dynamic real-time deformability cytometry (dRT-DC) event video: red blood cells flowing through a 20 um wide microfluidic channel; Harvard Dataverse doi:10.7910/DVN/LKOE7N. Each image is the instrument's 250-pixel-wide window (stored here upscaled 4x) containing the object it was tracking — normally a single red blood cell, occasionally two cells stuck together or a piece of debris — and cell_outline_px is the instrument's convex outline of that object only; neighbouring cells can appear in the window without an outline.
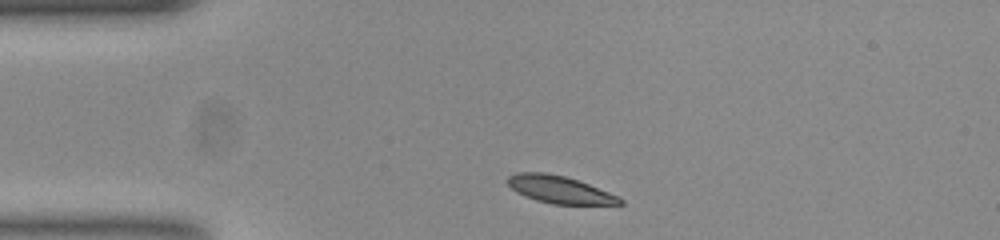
{"species": "common noctule bat (a hibernating species)", "species_latin": "Nyctalus noctula", "temperature_condition": "room temperature", "stored_images_in_passage": 35, "camera_frame_rate_fps": 3000, "um_per_image_px": 0.085, "animal": {"sex": "female", "body_mass_g": 23.0, "forearm_length_mm": 53.4}, "frame": {"image": 1, "passage_image": 1, "time_ms": 0.0, "image_size_px": [1000, 240], "cell_outline_px": [[624, 204], [552, 204], [536, 200], [516, 192], [508, 184], [508, 176], [516, 172], [544, 172], [564, 176], [588, 184], [620, 196], [624, 200]], "centroid_in_image_um": [47.58, 16.11], "position_along_channel_um": 37.4, "area_um2": 17.8}}
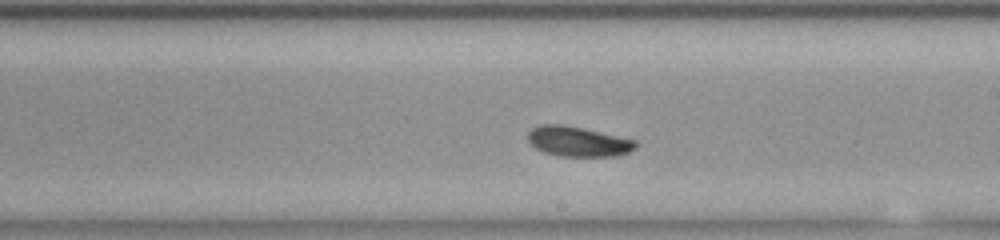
{"frame": {"image": 2, "passage_image": 20, "time_ms": 6.333, "image_size_px": [1000, 240], "cell_outline_px": [[636, 148], [628, 152], [616, 156], [560, 156], [544, 152], [536, 148], [528, 140], [528, 132], [532, 128], [540, 124], [564, 124], [584, 128], [636, 140]], "centroid_in_image_um": [49.13, 12.02], "position_along_channel_um": 239.9, "area_um2": 18.84}}
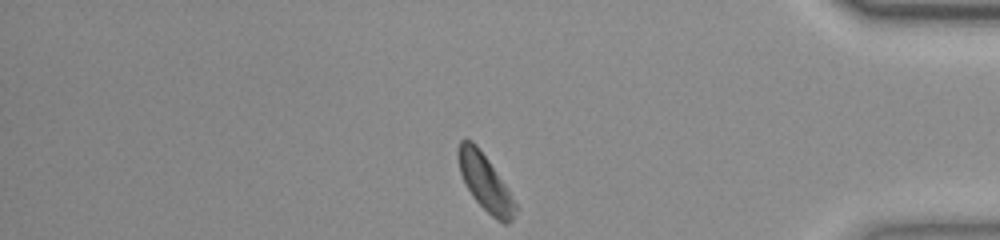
{"frame": {"image": 3, "passage_image": 35, "time_ms": 11.333, "image_size_px": [1000, 240], "cell_outline_px": [[516, 212], [512, 220], [508, 224], [504, 224], [496, 220], [472, 196], [460, 172], [456, 152], [460, 140], [464, 136], [472, 140], [476, 144], [488, 160], [508, 188], [516, 204]], "centroid_in_image_um": [41.22, 15.48], "position_along_channel_um": 394.0, "area_um2": 18.73}, "authors_computed_cell_mechanics": {"area_um2": 18.8428, "velocity_mm_per_s": 3.7145, "shape_relaxation_time_tau1_ms": 1.9571, "shape_relaxation_time_tau2_ms": null, "deformation_change_tau1": 0.0976, "deformation_change_tau2": null}}